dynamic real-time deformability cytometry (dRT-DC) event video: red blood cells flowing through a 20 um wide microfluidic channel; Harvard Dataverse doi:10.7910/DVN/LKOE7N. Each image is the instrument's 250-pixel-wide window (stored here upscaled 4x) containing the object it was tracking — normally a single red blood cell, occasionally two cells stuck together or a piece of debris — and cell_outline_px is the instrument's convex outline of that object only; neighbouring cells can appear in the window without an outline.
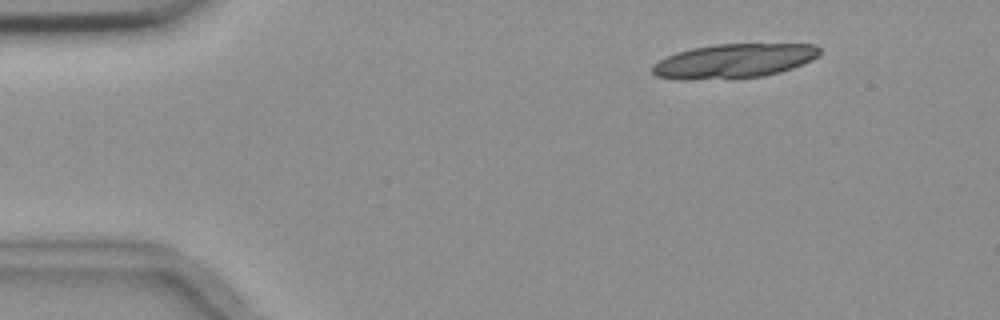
{"species": "common noctule bat (a hibernating species)", "species_latin": "Nyctalus noctula", "temperature_condition": "room temperature", "stored_images_in_passage": 6, "camera_frame_rate_fps": 3000, "um_per_image_px": 0.085, "animal": {"sex": "female", "body_mass_g": 18.4}, "frame": {"image": 1, "passage_image": 2, "time_ms": 1.0, "image_size_px": [1000, 320], "cell_outline_px": [[820, 52], [812, 60], [804, 64], [780, 72], [764, 76], [688, 80], [680, 80], [656, 76], [652, 72], [652, 64], [676, 52], [692, 48], [712, 44], [816, 44], [820, 48]], "centroid_in_image_um": [62.37, 5.18], "position_along_channel_um": 22.6, "area_um2": 33.41}}